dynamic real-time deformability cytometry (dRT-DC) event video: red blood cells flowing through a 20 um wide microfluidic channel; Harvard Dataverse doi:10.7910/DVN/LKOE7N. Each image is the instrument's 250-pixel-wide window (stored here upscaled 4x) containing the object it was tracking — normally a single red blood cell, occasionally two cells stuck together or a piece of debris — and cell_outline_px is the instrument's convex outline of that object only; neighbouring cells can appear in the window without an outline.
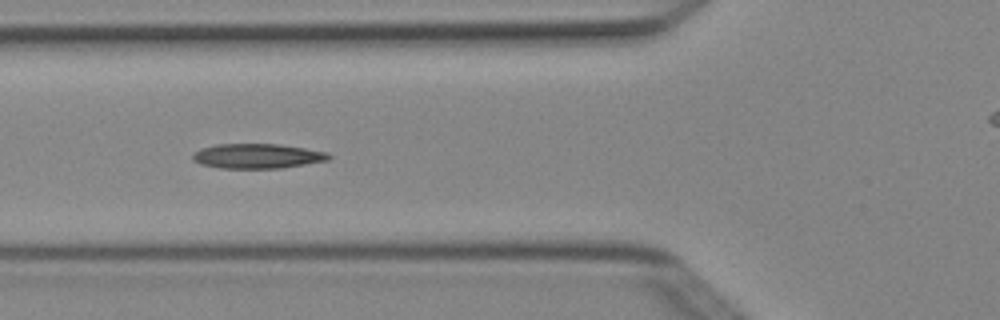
{"species": "Egyptian fruit bat (a non-hibernating species)", "species_latin": "Rousettus aegyptiacus", "temperature_condition": "cold", "stored_images_in_passage": 7, "segment_of_instrument_passage": [1, 2], "camera_frame_rate_fps": 3000, "um_per_image_px": 0.085, "animal": {"sex": "female"}, "frame": {"image": 1, "passage_image": 5, "time_ms": 1.333, "image_size_px": [1000, 320], "cell_outline_px": [[332, 156], [328, 160], [280, 168], [220, 168], [200, 164], [192, 160], [192, 156], [196, 152], [204, 148], [216, 144], [280, 144], [328, 152]], "centroid_in_image_um": [21.88, 13.26], "position_along_channel_um": 103.9, "area_um2": 19.48}}
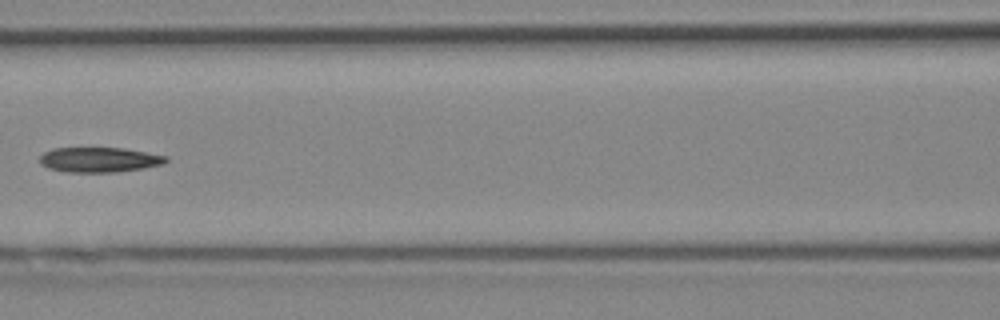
{"frame": {"image": 2, "passage_image": 6, "time_ms": 1.667, "image_size_px": [1000, 320], "cell_outline_px": [[168, 160], [164, 164], [144, 168], [116, 172], [64, 172], [48, 168], [40, 164], [40, 156], [44, 152], [52, 148], [124, 148], [168, 156]], "centroid_in_image_um": [8.44, 13.58], "position_along_channel_um": 158.2, "area_um2": 18.5}}